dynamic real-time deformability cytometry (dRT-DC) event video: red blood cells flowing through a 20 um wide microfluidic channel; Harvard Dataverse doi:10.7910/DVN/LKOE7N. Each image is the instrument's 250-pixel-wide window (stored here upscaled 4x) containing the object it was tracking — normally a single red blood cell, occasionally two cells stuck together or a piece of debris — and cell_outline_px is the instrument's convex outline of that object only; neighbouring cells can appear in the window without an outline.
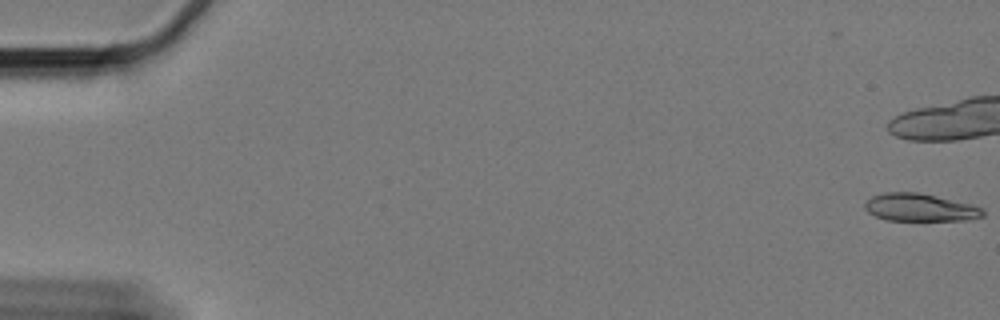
{"species": "Egyptian fruit bat (a non-hibernating species)", "species_latin": "Rousettus aegyptiacus", "temperature_condition": "cold", "stored_images_in_passage": 17, "camera_frame_rate_fps": 3000, "um_per_image_px": 0.085, "animal": {"sex": "female"}, "frame": {"image": 1, "passage_image": 1, "time_ms": 0.0, "image_size_px": [1000, 320], "cell_outline_px": [[984, 216], [968, 220], [888, 220], [876, 216], [868, 212], [864, 208], [864, 204], [872, 196], [884, 192], [920, 192], [968, 204], [980, 208], [984, 212]], "centroid_in_image_um": [78.16, 17.63], "position_along_channel_um": 6.8, "area_um2": 18.79}}